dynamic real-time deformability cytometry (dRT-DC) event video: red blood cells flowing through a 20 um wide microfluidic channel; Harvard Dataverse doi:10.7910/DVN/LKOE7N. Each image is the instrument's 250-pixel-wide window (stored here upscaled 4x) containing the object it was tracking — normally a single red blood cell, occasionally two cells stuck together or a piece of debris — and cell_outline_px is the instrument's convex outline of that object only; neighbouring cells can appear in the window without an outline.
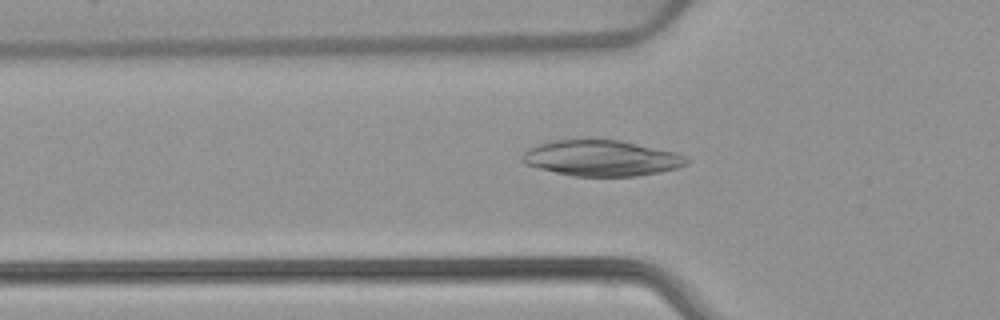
{"species": "common noctule bat (a hibernating species)", "species_latin": "Nyctalus noctula", "temperature_condition": "warm", "stored_images_in_passage": 37, "camera_frame_rate_fps": 3000, "um_per_image_px": 0.085, "animal": {"sex": "female", "body_mass_g": 22.7, "forearm_length_mm": 54.2}, "frame": {"image": 1, "passage_image": 3, "time_ms": 0.667, "image_size_px": [1000, 320], "cell_outline_px": [[692, 160], [688, 164], [676, 168], [660, 172], [636, 176], [572, 176], [524, 164], [520, 160], [520, 156], [528, 148], [552, 140], [620, 140], [676, 152]], "centroid_in_image_um": [51.13, 13.44], "position_along_channel_um": 74.7, "area_um2": 34.28}}
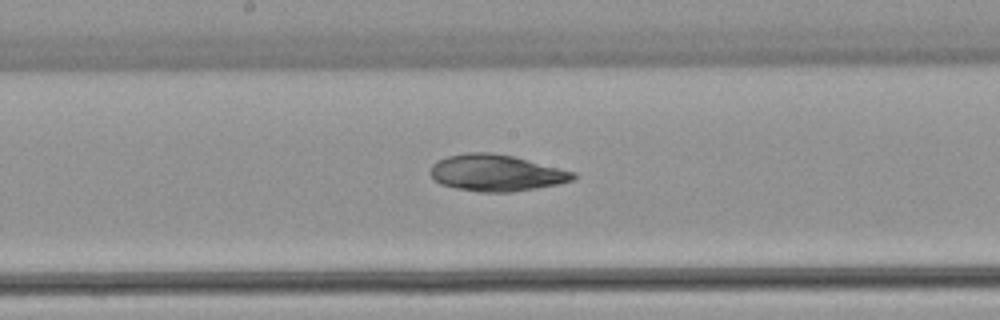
{"frame": {"image": 2, "passage_image": 13, "time_ms": 4.0, "image_size_px": [1000, 320], "cell_outline_px": [[576, 176], [572, 180], [560, 184], [512, 192], [480, 192], [456, 188], [440, 184], [432, 176], [432, 164], [436, 160], [448, 156], [468, 152], [492, 152], [512, 156], [576, 172]], "centroid_in_image_um": [42.19, 14.69], "position_along_channel_um": 206.0, "area_um2": 30.29}}
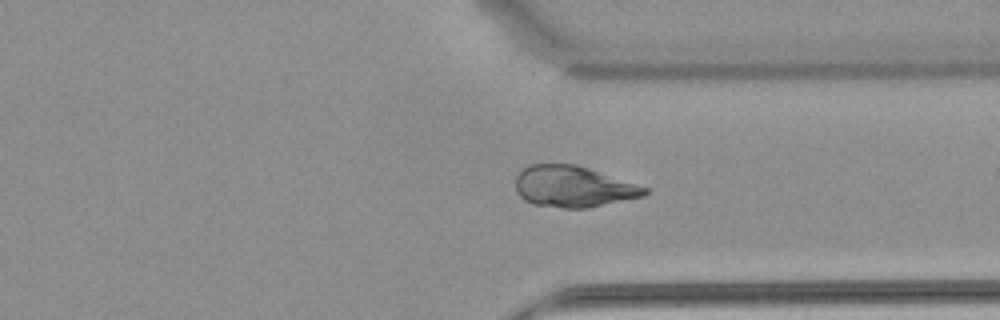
{"frame": {"image": 3, "passage_image": 25, "time_ms": 8.0, "image_size_px": [1000, 320], "cell_outline_px": [[648, 192], [644, 196], [588, 208], [564, 208], [532, 204], [524, 200], [516, 192], [516, 176], [528, 164], [576, 164], [648, 188]], "centroid_in_image_um": [48.7, 15.86], "position_along_channel_um": 362.7, "area_um2": 30.87}}